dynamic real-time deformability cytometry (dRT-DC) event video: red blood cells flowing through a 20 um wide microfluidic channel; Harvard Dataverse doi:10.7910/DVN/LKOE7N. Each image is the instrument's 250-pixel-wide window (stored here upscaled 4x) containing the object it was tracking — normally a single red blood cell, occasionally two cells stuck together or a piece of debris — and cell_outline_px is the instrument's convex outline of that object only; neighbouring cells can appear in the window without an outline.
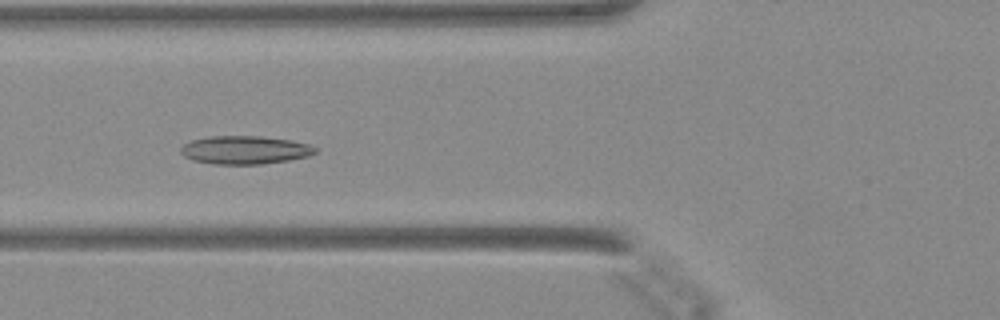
{"species": "Egyptian fruit bat (a non-hibernating species)", "species_latin": "Rousettus aegyptiacus", "temperature_condition": "warm", "stored_images_in_passage": 45, "camera_frame_rate_fps": 3000, "um_per_image_px": 0.085, "animal": {"sex": "female"}, "frame": {"image": 1, "passage_image": 15, "time_ms": 4.667, "image_size_px": [1000, 320], "cell_outline_px": [[316, 152], [308, 156], [288, 160], [260, 164], [212, 164], [192, 160], [184, 156], [180, 152], [180, 148], [184, 144], [192, 140], [212, 136], [260, 136], [292, 140], [308, 144], [316, 148]], "centroid_in_image_um": [20.79, 12.75], "position_along_channel_um": 105.0, "area_um2": 22.08}}
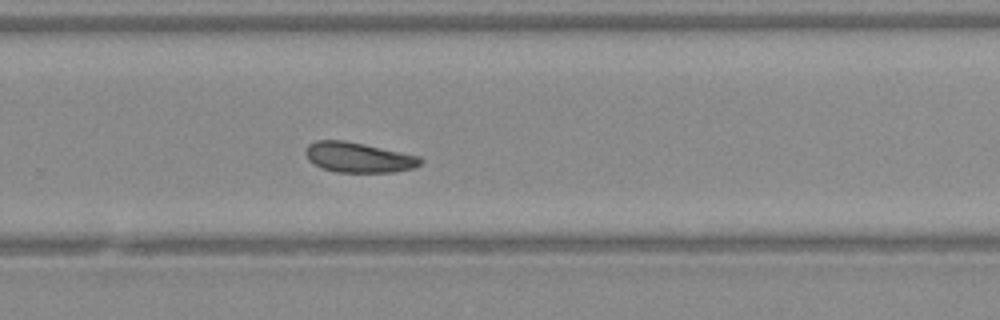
{"frame": {"image": 2, "passage_image": 29, "time_ms": 9.333, "image_size_px": [1000, 320], "cell_outline_px": [[424, 160], [416, 168], [396, 172], [336, 172], [324, 168], [308, 160], [304, 152], [308, 144], [316, 140], [344, 140], [364, 144], [420, 156]], "centroid_in_image_um": [30.5, 13.38], "position_along_channel_um": 299.3, "area_um2": 20.23}}
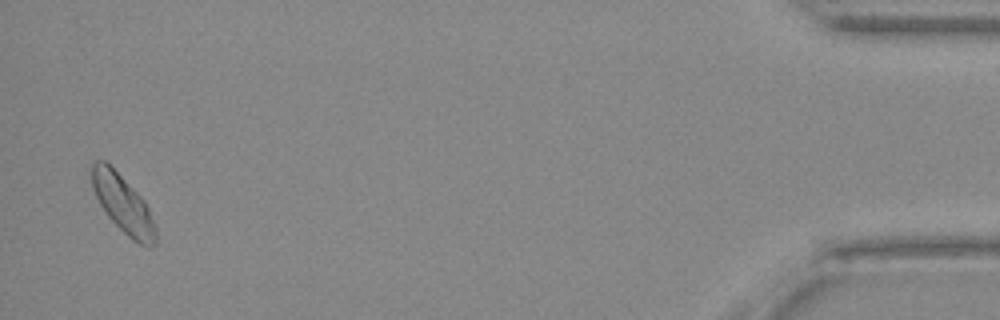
{"frame": {"image": 3, "passage_image": 44, "time_ms": 14.333, "image_size_px": [1000, 320], "cell_outline_px": [[156, 244], [152, 248], [148, 248], [132, 240], [108, 216], [100, 204], [92, 188], [92, 164], [96, 160], [104, 160], [144, 200], [148, 208], [156, 228]], "centroid_in_image_um": [10.48, 17.39], "position_along_channel_um": 424.7, "area_um2": 21.04}}